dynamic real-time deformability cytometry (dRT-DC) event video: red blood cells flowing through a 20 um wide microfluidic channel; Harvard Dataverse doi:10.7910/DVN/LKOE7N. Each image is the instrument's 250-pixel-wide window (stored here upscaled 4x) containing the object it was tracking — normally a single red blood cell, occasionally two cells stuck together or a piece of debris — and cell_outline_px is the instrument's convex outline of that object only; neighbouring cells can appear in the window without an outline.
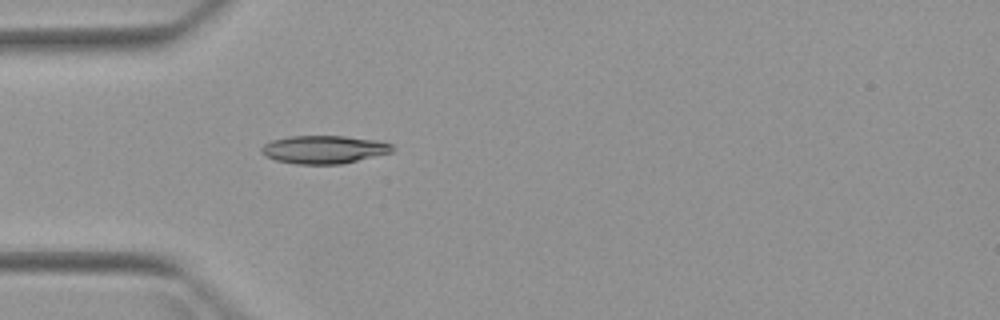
{"species": "Egyptian fruit bat (a non-hibernating species)", "species_latin": "Rousettus aegyptiacus", "temperature_condition": "warm", "stored_images_in_passage": 3, "camera_frame_rate_fps": 3000, "um_per_image_px": 0.085, "animal": {"sex": "female"}, "frame": {"image": 1, "passage_image": 3, "time_ms": 3.333, "image_size_px": [1000, 320], "cell_outline_px": [[392, 152], [340, 164], [296, 164], [276, 160], [264, 156], [260, 152], [260, 148], [264, 144], [272, 140], [288, 136], [344, 136], [376, 140], [392, 144]], "centroid_in_image_um": [27.48, 12.7], "position_along_channel_um": 57.5, "area_um2": 21.33}}